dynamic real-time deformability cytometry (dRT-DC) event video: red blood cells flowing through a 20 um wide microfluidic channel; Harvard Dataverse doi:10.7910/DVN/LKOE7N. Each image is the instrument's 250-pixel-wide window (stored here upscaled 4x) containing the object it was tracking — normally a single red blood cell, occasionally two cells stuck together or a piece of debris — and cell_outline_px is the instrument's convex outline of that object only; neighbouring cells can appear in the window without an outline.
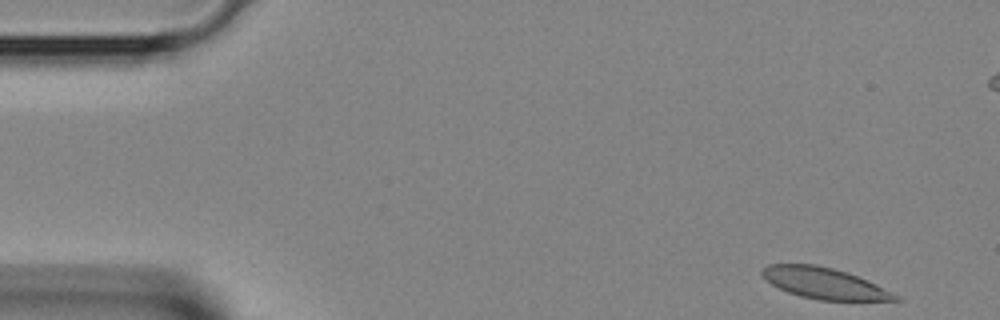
{"species": "Egyptian fruit bat (a non-hibernating species)", "species_latin": "Rousettus aegyptiacus", "temperature_condition": "room temperature", "stored_images_in_passage": 4, "camera_frame_rate_fps": 3000, "um_per_image_px": 0.085, "animal": {"sex": "female"}, "frame": {"image": 1, "passage_image": 1, "time_ms": 0.0, "image_size_px": [1000, 320], "cell_outline_px": [[904, 300], [820, 300], [800, 296], [788, 292], [772, 284], [760, 272], [768, 264], [816, 264], [832, 268], [856, 276], [876, 284], [900, 296]], "centroid_in_image_um": [70.07, 24.08], "position_along_channel_um": 14.9, "area_um2": 23.7}}